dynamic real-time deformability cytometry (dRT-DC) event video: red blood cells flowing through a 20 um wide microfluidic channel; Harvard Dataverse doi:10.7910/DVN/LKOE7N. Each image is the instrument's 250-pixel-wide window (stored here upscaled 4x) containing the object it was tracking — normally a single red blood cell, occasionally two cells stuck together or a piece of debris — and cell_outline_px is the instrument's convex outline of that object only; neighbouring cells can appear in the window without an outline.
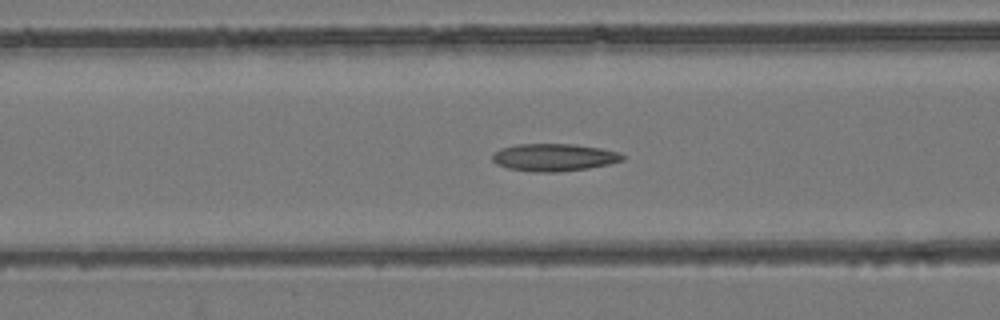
{"species": "common noctule bat (a hibernating species)", "species_latin": "Nyctalus noctula", "temperature_condition": "room temperature", "stored_images_in_passage": 55, "camera_frame_rate_fps": 3000, "um_per_image_px": 0.085, "animal": {"sex": "female", "body_mass_g": 24.6, "forearm_length_mm": 56.2}, "frame": {"image": 1, "passage_image": 23, "time_ms": 7.333, "image_size_px": [1000, 320], "cell_outline_px": [[624, 160], [608, 164], [588, 168], [556, 172], [532, 172], [508, 168], [496, 164], [492, 160], [492, 152], [500, 148], [516, 144], [572, 144], [600, 148], [620, 152], [624, 156]], "centroid_in_image_um": [47.05, 13.37], "position_along_channel_um": 119.6, "area_um2": 20.92}}
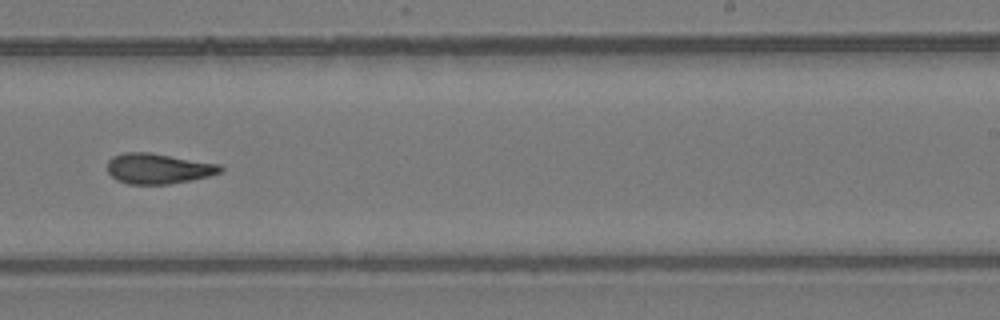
{"frame": {"image": 2, "passage_image": 35, "time_ms": 11.333, "image_size_px": [1000, 320], "cell_outline_px": [[224, 168], [220, 172], [208, 176], [168, 184], [128, 184], [116, 180], [108, 172], [108, 160], [112, 156], [124, 152], [152, 152], [220, 164]], "centroid_in_image_um": [13.43, 14.31], "position_along_channel_um": 275.6, "area_um2": 20.06}}
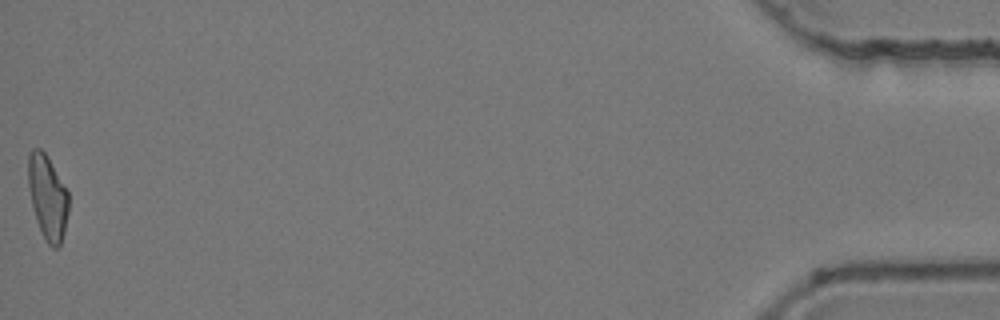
{"frame": {"image": 3, "passage_image": 55, "time_ms": 18.0, "image_size_px": [1000, 320], "cell_outline_px": [[68, 212], [64, 232], [60, 248], [52, 248], [48, 244], [36, 220], [32, 204], [28, 184], [28, 152], [32, 148], [40, 148], [44, 152], [68, 192]], "centroid_in_image_um": [4.04, 16.77], "position_along_channel_um": 431.2, "area_um2": 19.59}, "authors_computed_cell_mechanics": {"area_um2": 20.0566, "velocity_mm_per_s": 3.8964, "shape_relaxation_time_tau1_ms": null, "shape_relaxation_time_tau2_ms": 4.4635, "deformation_change_tau1": null, "deformation_change_tau2": 0.1315}}